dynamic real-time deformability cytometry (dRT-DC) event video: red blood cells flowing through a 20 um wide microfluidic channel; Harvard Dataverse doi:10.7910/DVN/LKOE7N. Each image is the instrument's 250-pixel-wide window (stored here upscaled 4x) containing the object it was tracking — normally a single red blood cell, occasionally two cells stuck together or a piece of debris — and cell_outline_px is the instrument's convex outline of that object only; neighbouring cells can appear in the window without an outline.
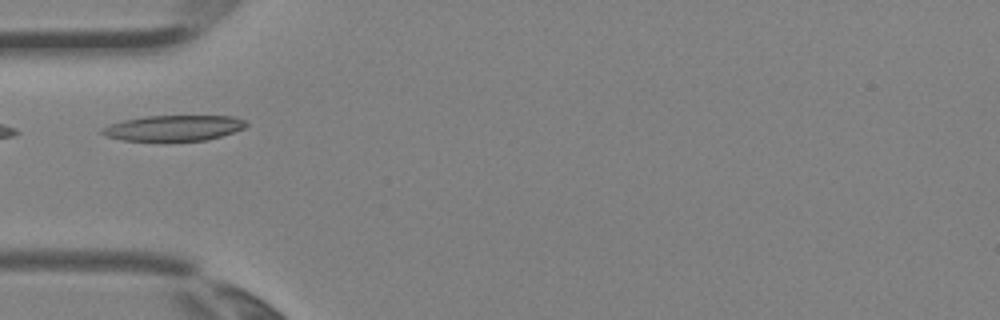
{"species": "Egyptian fruit bat (a non-hibernating species)", "species_latin": "Rousettus aegyptiacus", "temperature_condition": "room temperature", "stored_images_in_passage": 2, "camera_frame_rate_fps": 3000, "um_per_image_px": 0.085, "animal": {"sex": "female"}, "frame": {"image": 1, "passage_image": 2, "time_ms": 0.333, "image_size_px": [1000, 320], "cell_outline_px": [[248, 124], [244, 128], [208, 140], [120, 140], [104, 136], [100, 132], [100, 128], [108, 124], [124, 120], [148, 116], [232, 116], [244, 120]], "centroid_in_image_um": [14.71, 10.88], "position_along_channel_um": 70.3, "area_um2": 21.33}}